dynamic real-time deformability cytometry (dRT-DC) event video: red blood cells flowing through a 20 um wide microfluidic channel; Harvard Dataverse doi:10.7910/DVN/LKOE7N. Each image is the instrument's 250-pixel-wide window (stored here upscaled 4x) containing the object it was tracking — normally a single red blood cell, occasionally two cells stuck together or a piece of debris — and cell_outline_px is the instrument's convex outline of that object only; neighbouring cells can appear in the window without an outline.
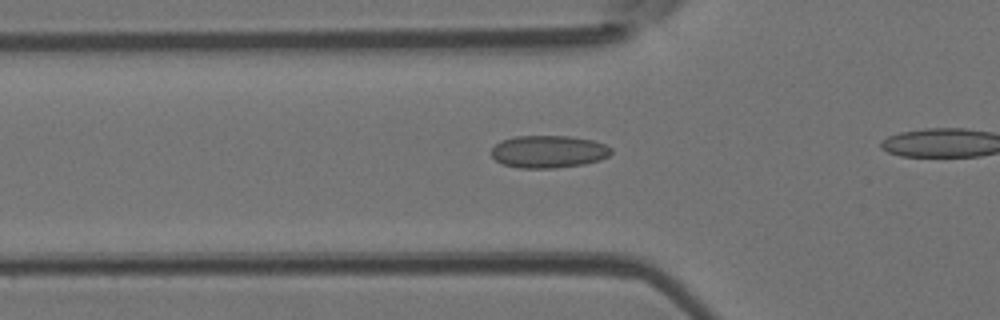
{"species": "Egyptian fruit bat (a non-hibernating species)", "species_latin": "Rousettus aegyptiacus", "temperature_condition": "room temperature", "stored_images_in_passage": 12, "camera_frame_rate_fps": 3000, "um_per_image_px": 0.085, "animal": {"sex": "female"}, "frame": {"image": 1, "passage_image": 7, "time_ms": 2.0, "image_size_px": [1000, 320], "cell_outline_px": [[612, 152], [608, 156], [600, 160], [584, 164], [556, 168], [516, 168], [504, 164], [496, 160], [492, 156], [492, 148], [500, 140], [516, 136], [568, 136], [592, 140], [604, 144], [612, 148]], "centroid_in_image_um": [46.62, 12.89], "position_along_channel_um": 79.2, "area_um2": 22.72}}
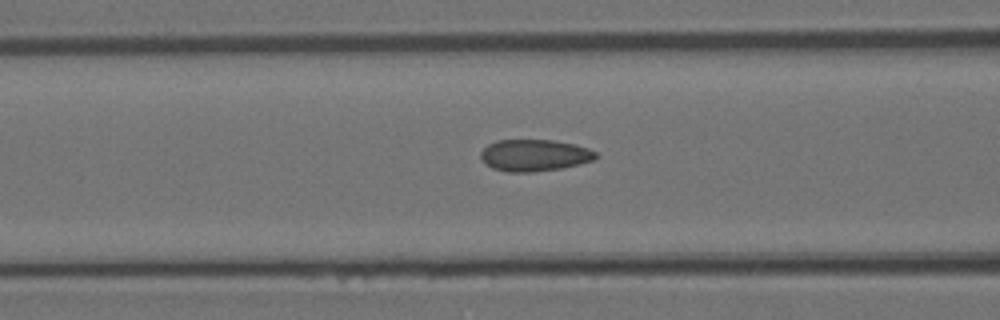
{"frame": {"image": 2, "passage_image": 10, "time_ms": 3.0, "image_size_px": [1000, 320], "cell_outline_px": [[600, 156], [592, 160], [580, 164], [560, 168], [532, 172], [508, 172], [492, 168], [484, 164], [480, 156], [480, 152], [488, 144], [496, 140], [552, 140], [572, 144], [588, 148], [596, 152]], "centroid_in_image_um": [45.4, 13.2], "position_along_channel_um": 121.2, "area_um2": 21.33}}